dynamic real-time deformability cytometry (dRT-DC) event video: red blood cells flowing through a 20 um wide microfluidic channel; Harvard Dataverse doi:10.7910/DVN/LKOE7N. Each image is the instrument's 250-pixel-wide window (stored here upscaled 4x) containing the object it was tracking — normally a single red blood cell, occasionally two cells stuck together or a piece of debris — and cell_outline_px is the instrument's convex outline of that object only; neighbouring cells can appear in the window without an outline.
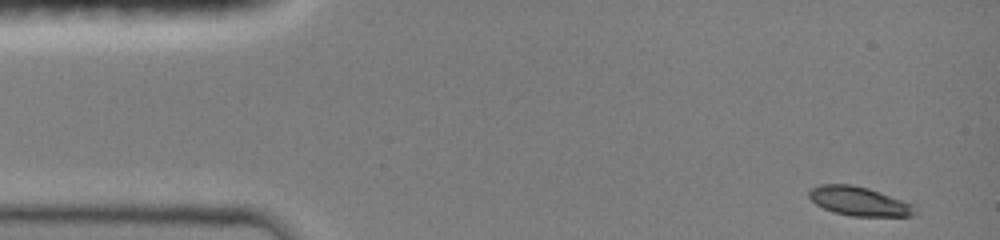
{"species": "common noctule bat (a hibernating species)", "species_latin": "Nyctalus noctula", "temperature_condition": "room temperature", "stored_images_in_passage": 7, "camera_frame_rate_fps": 3000, "um_per_image_px": 0.085, "animal": {"sex": "female", "body_mass_g": 19.0, "forearm_length_mm": 51.5}, "frame": {"image": 1, "passage_image": 1, "time_ms": 0.0, "image_size_px": [1000, 240], "cell_outline_px": [[920, 212], [912, 216], [852, 216], [832, 212], [816, 204], [808, 196], [808, 192], [812, 188], [820, 184], [852, 184], [868, 188], [900, 200], [916, 208]], "centroid_in_image_um": [72.99, 17.11], "position_along_channel_um": 12.0, "area_um2": 17.74}}
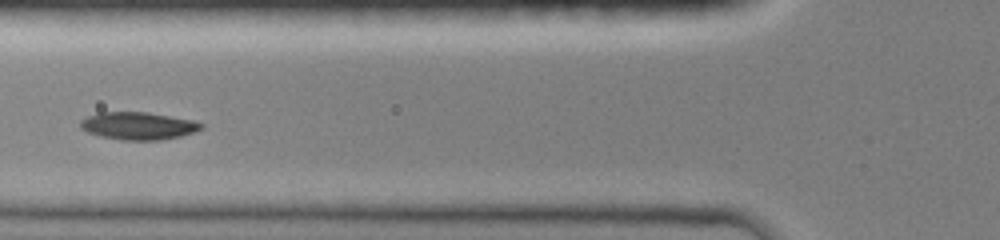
{"frame": {"image": 2, "passage_image": 6, "time_ms": 5.0, "image_size_px": [1000, 240], "cell_outline_px": [[204, 128], [180, 136], [160, 140], [120, 140], [100, 136], [88, 132], [80, 128], [80, 120], [96, 112], [148, 112], [192, 120], [204, 124]], "centroid_in_image_um": [11.72, 10.69], "position_along_channel_um": 114.1, "area_um2": 19.42}}
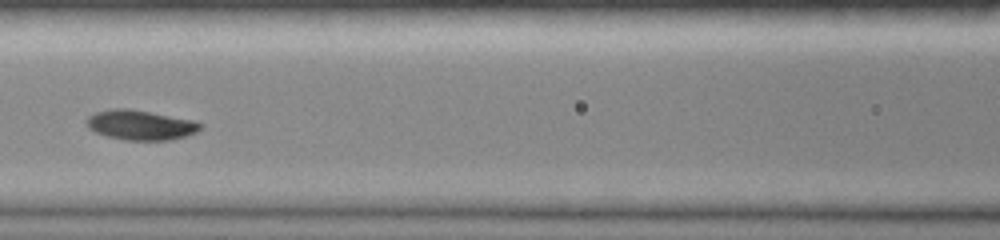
{"frame": {"image": 3, "passage_image": 7, "time_ms": 6.0, "image_size_px": [1000, 240], "cell_outline_px": [[200, 128], [196, 132], [172, 140], [124, 140], [108, 136], [96, 132], [88, 128], [84, 120], [88, 116], [96, 112], [112, 108], [128, 108], [196, 120], [200, 124]], "centroid_in_image_um": [11.91, 10.62], "position_along_channel_um": 154.7, "area_um2": 19.83}}